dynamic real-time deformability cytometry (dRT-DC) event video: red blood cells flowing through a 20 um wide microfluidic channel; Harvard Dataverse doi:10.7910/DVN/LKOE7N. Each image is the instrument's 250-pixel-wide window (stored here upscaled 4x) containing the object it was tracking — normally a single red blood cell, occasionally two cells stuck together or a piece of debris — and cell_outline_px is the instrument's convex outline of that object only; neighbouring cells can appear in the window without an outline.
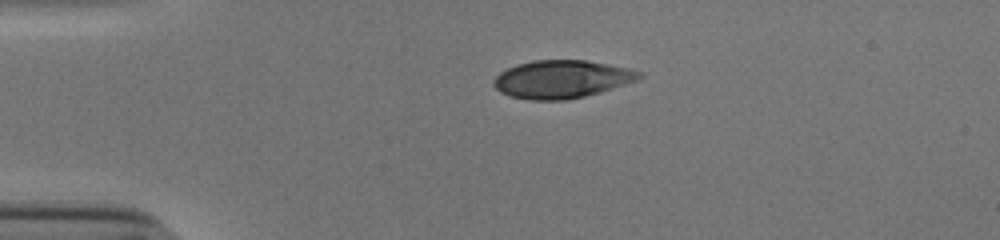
{"species": "human", "species_latin": "Homo sapiens", "temperature_condition": "cold", "stored_images_in_passage": 37, "camera_frame_rate_fps": 3000, "um_per_image_px": 0.085, "donor": {"sex": "male"}, "frame": {"image": 1, "passage_image": 1, "time_ms": 0.0, "image_size_px": [1000, 240], "cell_outline_px": [[644, 76], [640, 80], [600, 92], [584, 96], [564, 100], [532, 100], [508, 96], [500, 92], [492, 84], [492, 80], [500, 72], [516, 64], [532, 60], [584, 60], [624, 68], [640, 72]], "centroid_in_image_um": [47.7, 6.74], "position_along_channel_um": 37.3, "area_um2": 32.08}}
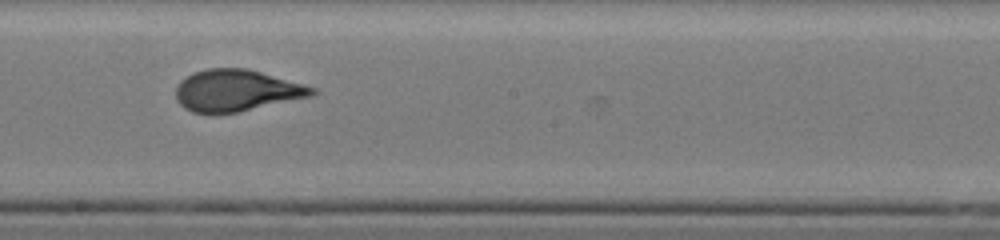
{"frame": {"image": 2, "passage_image": 19, "time_ms": 6.0, "image_size_px": [1000, 240], "cell_outline_px": [[316, 92], [312, 96], [236, 112], [192, 112], [184, 108], [176, 100], [176, 88], [180, 80], [192, 72], [208, 68], [248, 68], [304, 84], [316, 88]], "centroid_in_image_um": [20.08, 7.67], "position_along_channel_um": 228.1, "area_um2": 32.83}}
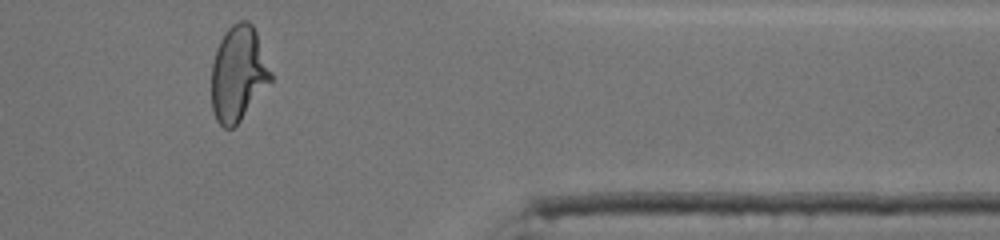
{"frame": {"image": 3, "passage_image": 33, "time_ms": 10.667, "image_size_px": [1000, 240], "cell_outline_px": [[272, 80], [240, 120], [232, 128], [224, 128], [216, 120], [212, 108], [212, 64], [216, 48], [220, 40], [228, 28], [232, 24], [240, 20], [248, 20], [252, 24], [256, 32], [272, 72]], "centroid_in_image_um": [20.25, 6.24], "position_along_channel_um": 391.2, "area_um2": 32.66}, "authors_computed_cell_mechanics": {"area_um2": 32.8304, "velocity_mm_per_s": 3.8862, "shape_relaxation_time_tau1_ms": 4.6073, "shape_relaxation_time_tau2_ms": null, "deformation_change_tau1": 0.179, "deformation_change_tau2": null}}